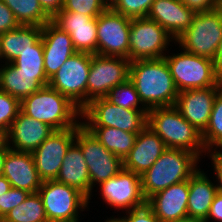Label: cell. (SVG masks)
Masks as SVG:
<instances>
[{"mask_svg": "<svg viewBox=\"0 0 222 222\" xmlns=\"http://www.w3.org/2000/svg\"><path fill=\"white\" fill-rule=\"evenodd\" d=\"M129 79L148 110L175 106L179 91L165 58L130 62Z\"/></svg>", "mask_w": 222, "mask_h": 222, "instance_id": "obj_1", "label": "cell"}, {"mask_svg": "<svg viewBox=\"0 0 222 222\" xmlns=\"http://www.w3.org/2000/svg\"><path fill=\"white\" fill-rule=\"evenodd\" d=\"M20 104L22 113L48 124L54 130L74 128L82 123L76 119L81 117L82 110L49 85L25 97Z\"/></svg>", "mask_w": 222, "mask_h": 222, "instance_id": "obj_2", "label": "cell"}, {"mask_svg": "<svg viewBox=\"0 0 222 222\" xmlns=\"http://www.w3.org/2000/svg\"><path fill=\"white\" fill-rule=\"evenodd\" d=\"M147 126L163 140L167 148L187 150L199 158L203 151L206 154L201 133L181 115L175 106L149 109Z\"/></svg>", "mask_w": 222, "mask_h": 222, "instance_id": "obj_3", "label": "cell"}, {"mask_svg": "<svg viewBox=\"0 0 222 222\" xmlns=\"http://www.w3.org/2000/svg\"><path fill=\"white\" fill-rule=\"evenodd\" d=\"M200 158L187 150L166 148L158 160L141 175L146 199L165 188L189 180L198 170Z\"/></svg>", "mask_w": 222, "mask_h": 222, "instance_id": "obj_4", "label": "cell"}, {"mask_svg": "<svg viewBox=\"0 0 222 222\" xmlns=\"http://www.w3.org/2000/svg\"><path fill=\"white\" fill-rule=\"evenodd\" d=\"M179 92L188 89L222 87V74L214 60L183 50L164 56Z\"/></svg>", "mask_w": 222, "mask_h": 222, "instance_id": "obj_5", "label": "cell"}, {"mask_svg": "<svg viewBox=\"0 0 222 222\" xmlns=\"http://www.w3.org/2000/svg\"><path fill=\"white\" fill-rule=\"evenodd\" d=\"M149 110H130L112 104L105 97L91 100L81 111L85 127H115L139 133L147 126ZM87 121V122H86Z\"/></svg>", "mask_w": 222, "mask_h": 222, "instance_id": "obj_6", "label": "cell"}, {"mask_svg": "<svg viewBox=\"0 0 222 222\" xmlns=\"http://www.w3.org/2000/svg\"><path fill=\"white\" fill-rule=\"evenodd\" d=\"M221 39L222 11L218 8L197 12L192 24L175 42L186 52L214 60Z\"/></svg>", "mask_w": 222, "mask_h": 222, "instance_id": "obj_7", "label": "cell"}, {"mask_svg": "<svg viewBox=\"0 0 222 222\" xmlns=\"http://www.w3.org/2000/svg\"><path fill=\"white\" fill-rule=\"evenodd\" d=\"M38 193L48 222H78V211L88 207V199L81 192L56 180L42 182Z\"/></svg>", "mask_w": 222, "mask_h": 222, "instance_id": "obj_8", "label": "cell"}, {"mask_svg": "<svg viewBox=\"0 0 222 222\" xmlns=\"http://www.w3.org/2000/svg\"><path fill=\"white\" fill-rule=\"evenodd\" d=\"M92 56L90 53L76 52L64 62L48 83L81 110L87 105V80Z\"/></svg>", "mask_w": 222, "mask_h": 222, "instance_id": "obj_9", "label": "cell"}, {"mask_svg": "<svg viewBox=\"0 0 222 222\" xmlns=\"http://www.w3.org/2000/svg\"><path fill=\"white\" fill-rule=\"evenodd\" d=\"M75 142L81 147L87 163L91 189L96 184L117 175L123 168V159L108 151L82 123L76 127Z\"/></svg>", "mask_w": 222, "mask_h": 222, "instance_id": "obj_10", "label": "cell"}, {"mask_svg": "<svg viewBox=\"0 0 222 222\" xmlns=\"http://www.w3.org/2000/svg\"><path fill=\"white\" fill-rule=\"evenodd\" d=\"M169 33L147 17L132 18L129 33V60L164 58L171 40ZM163 54V55H162Z\"/></svg>", "mask_w": 222, "mask_h": 222, "instance_id": "obj_11", "label": "cell"}, {"mask_svg": "<svg viewBox=\"0 0 222 222\" xmlns=\"http://www.w3.org/2000/svg\"><path fill=\"white\" fill-rule=\"evenodd\" d=\"M130 17L108 7L97 16V54L129 59Z\"/></svg>", "mask_w": 222, "mask_h": 222, "instance_id": "obj_12", "label": "cell"}, {"mask_svg": "<svg viewBox=\"0 0 222 222\" xmlns=\"http://www.w3.org/2000/svg\"><path fill=\"white\" fill-rule=\"evenodd\" d=\"M130 60L93 54L87 80V104L105 97L109 90L129 79Z\"/></svg>", "mask_w": 222, "mask_h": 222, "instance_id": "obj_13", "label": "cell"}, {"mask_svg": "<svg viewBox=\"0 0 222 222\" xmlns=\"http://www.w3.org/2000/svg\"><path fill=\"white\" fill-rule=\"evenodd\" d=\"M99 186L105 203L114 208L129 211L147 204L142 191L141 176L132 171L123 168Z\"/></svg>", "mask_w": 222, "mask_h": 222, "instance_id": "obj_14", "label": "cell"}, {"mask_svg": "<svg viewBox=\"0 0 222 222\" xmlns=\"http://www.w3.org/2000/svg\"><path fill=\"white\" fill-rule=\"evenodd\" d=\"M76 127L54 130L37 149L32 152L40 179L55 180L70 145L75 141Z\"/></svg>", "mask_w": 222, "mask_h": 222, "instance_id": "obj_15", "label": "cell"}, {"mask_svg": "<svg viewBox=\"0 0 222 222\" xmlns=\"http://www.w3.org/2000/svg\"><path fill=\"white\" fill-rule=\"evenodd\" d=\"M51 21L70 34L77 52L97 54V17L91 18L74 11L61 10Z\"/></svg>", "mask_w": 222, "mask_h": 222, "instance_id": "obj_16", "label": "cell"}, {"mask_svg": "<svg viewBox=\"0 0 222 222\" xmlns=\"http://www.w3.org/2000/svg\"><path fill=\"white\" fill-rule=\"evenodd\" d=\"M221 88L183 90L177 96L175 107L191 125L202 133L209 123L215 97Z\"/></svg>", "mask_w": 222, "mask_h": 222, "instance_id": "obj_17", "label": "cell"}, {"mask_svg": "<svg viewBox=\"0 0 222 222\" xmlns=\"http://www.w3.org/2000/svg\"><path fill=\"white\" fill-rule=\"evenodd\" d=\"M53 131L54 129L48 124L20 111L4 139L10 149L32 153Z\"/></svg>", "mask_w": 222, "mask_h": 222, "instance_id": "obj_18", "label": "cell"}, {"mask_svg": "<svg viewBox=\"0 0 222 222\" xmlns=\"http://www.w3.org/2000/svg\"><path fill=\"white\" fill-rule=\"evenodd\" d=\"M44 71L51 79L64 62L74 55L75 50L70 34L61 30L52 21L42 27Z\"/></svg>", "mask_w": 222, "mask_h": 222, "instance_id": "obj_19", "label": "cell"}, {"mask_svg": "<svg viewBox=\"0 0 222 222\" xmlns=\"http://www.w3.org/2000/svg\"><path fill=\"white\" fill-rule=\"evenodd\" d=\"M2 175L10 182L11 187L29 193L38 192L43 182L35 167L32 153L15 151L10 148L6 151Z\"/></svg>", "mask_w": 222, "mask_h": 222, "instance_id": "obj_20", "label": "cell"}, {"mask_svg": "<svg viewBox=\"0 0 222 222\" xmlns=\"http://www.w3.org/2000/svg\"><path fill=\"white\" fill-rule=\"evenodd\" d=\"M189 180L171 185L147 199V205L161 222L188 216Z\"/></svg>", "mask_w": 222, "mask_h": 222, "instance_id": "obj_21", "label": "cell"}, {"mask_svg": "<svg viewBox=\"0 0 222 222\" xmlns=\"http://www.w3.org/2000/svg\"><path fill=\"white\" fill-rule=\"evenodd\" d=\"M195 15L180 0H154L146 17L156 21L176 41L192 24Z\"/></svg>", "mask_w": 222, "mask_h": 222, "instance_id": "obj_22", "label": "cell"}, {"mask_svg": "<svg viewBox=\"0 0 222 222\" xmlns=\"http://www.w3.org/2000/svg\"><path fill=\"white\" fill-rule=\"evenodd\" d=\"M166 148L163 140L146 126L137 134L133 148L124 158V169L141 176L158 160Z\"/></svg>", "mask_w": 222, "mask_h": 222, "instance_id": "obj_23", "label": "cell"}, {"mask_svg": "<svg viewBox=\"0 0 222 222\" xmlns=\"http://www.w3.org/2000/svg\"><path fill=\"white\" fill-rule=\"evenodd\" d=\"M55 180L77 189L90 203L92 193L90 175L82 149L75 141L68 148Z\"/></svg>", "mask_w": 222, "mask_h": 222, "instance_id": "obj_24", "label": "cell"}, {"mask_svg": "<svg viewBox=\"0 0 222 222\" xmlns=\"http://www.w3.org/2000/svg\"><path fill=\"white\" fill-rule=\"evenodd\" d=\"M197 170L189 178L188 216L205 221L209 214L212 201L217 194L214 183L208 179L204 171Z\"/></svg>", "mask_w": 222, "mask_h": 222, "instance_id": "obj_25", "label": "cell"}, {"mask_svg": "<svg viewBox=\"0 0 222 222\" xmlns=\"http://www.w3.org/2000/svg\"><path fill=\"white\" fill-rule=\"evenodd\" d=\"M48 83V79H36V74L16 71V66L11 63H5L0 68V90L20 101Z\"/></svg>", "mask_w": 222, "mask_h": 222, "instance_id": "obj_26", "label": "cell"}, {"mask_svg": "<svg viewBox=\"0 0 222 222\" xmlns=\"http://www.w3.org/2000/svg\"><path fill=\"white\" fill-rule=\"evenodd\" d=\"M1 59L11 63L20 53L32 49L42 37V27L36 25H20L14 30L0 34Z\"/></svg>", "mask_w": 222, "mask_h": 222, "instance_id": "obj_27", "label": "cell"}, {"mask_svg": "<svg viewBox=\"0 0 222 222\" xmlns=\"http://www.w3.org/2000/svg\"><path fill=\"white\" fill-rule=\"evenodd\" d=\"M114 155L124 158L133 148L137 133L126 132L115 127H86Z\"/></svg>", "mask_w": 222, "mask_h": 222, "instance_id": "obj_28", "label": "cell"}, {"mask_svg": "<svg viewBox=\"0 0 222 222\" xmlns=\"http://www.w3.org/2000/svg\"><path fill=\"white\" fill-rule=\"evenodd\" d=\"M14 13L20 25L43 27L51 16L42 8L39 0H2Z\"/></svg>", "mask_w": 222, "mask_h": 222, "instance_id": "obj_29", "label": "cell"}, {"mask_svg": "<svg viewBox=\"0 0 222 222\" xmlns=\"http://www.w3.org/2000/svg\"><path fill=\"white\" fill-rule=\"evenodd\" d=\"M3 222H48L43 201L38 192L29 193L26 199L10 210Z\"/></svg>", "mask_w": 222, "mask_h": 222, "instance_id": "obj_30", "label": "cell"}, {"mask_svg": "<svg viewBox=\"0 0 222 222\" xmlns=\"http://www.w3.org/2000/svg\"><path fill=\"white\" fill-rule=\"evenodd\" d=\"M201 136L207 154L219 147L222 150V88L215 97L209 123Z\"/></svg>", "mask_w": 222, "mask_h": 222, "instance_id": "obj_31", "label": "cell"}, {"mask_svg": "<svg viewBox=\"0 0 222 222\" xmlns=\"http://www.w3.org/2000/svg\"><path fill=\"white\" fill-rule=\"evenodd\" d=\"M16 66V71L27 74H36V79H47L44 71V56L42 38L32 47L28 49L11 62Z\"/></svg>", "mask_w": 222, "mask_h": 222, "instance_id": "obj_32", "label": "cell"}, {"mask_svg": "<svg viewBox=\"0 0 222 222\" xmlns=\"http://www.w3.org/2000/svg\"><path fill=\"white\" fill-rule=\"evenodd\" d=\"M105 98L112 104L130 110H148L140 100L134 84L130 79L110 89ZM141 104V107H138ZM139 108V109H138Z\"/></svg>", "mask_w": 222, "mask_h": 222, "instance_id": "obj_33", "label": "cell"}, {"mask_svg": "<svg viewBox=\"0 0 222 222\" xmlns=\"http://www.w3.org/2000/svg\"><path fill=\"white\" fill-rule=\"evenodd\" d=\"M20 100L0 90V138H4L20 112Z\"/></svg>", "mask_w": 222, "mask_h": 222, "instance_id": "obj_34", "label": "cell"}, {"mask_svg": "<svg viewBox=\"0 0 222 222\" xmlns=\"http://www.w3.org/2000/svg\"><path fill=\"white\" fill-rule=\"evenodd\" d=\"M154 0H113L109 7L130 18L146 17Z\"/></svg>", "mask_w": 222, "mask_h": 222, "instance_id": "obj_35", "label": "cell"}, {"mask_svg": "<svg viewBox=\"0 0 222 222\" xmlns=\"http://www.w3.org/2000/svg\"><path fill=\"white\" fill-rule=\"evenodd\" d=\"M108 7L109 4L105 0H64L62 10L74 11L94 18Z\"/></svg>", "mask_w": 222, "mask_h": 222, "instance_id": "obj_36", "label": "cell"}, {"mask_svg": "<svg viewBox=\"0 0 222 222\" xmlns=\"http://www.w3.org/2000/svg\"><path fill=\"white\" fill-rule=\"evenodd\" d=\"M29 192L18 188L11 187L7 192L0 196V220H2L6 214L22 203Z\"/></svg>", "mask_w": 222, "mask_h": 222, "instance_id": "obj_37", "label": "cell"}, {"mask_svg": "<svg viewBox=\"0 0 222 222\" xmlns=\"http://www.w3.org/2000/svg\"><path fill=\"white\" fill-rule=\"evenodd\" d=\"M126 213L128 215L124 216L125 222H161L147 204Z\"/></svg>", "mask_w": 222, "mask_h": 222, "instance_id": "obj_38", "label": "cell"}, {"mask_svg": "<svg viewBox=\"0 0 222 222\" xmlns=\"http://www.w3.org/2000/svg\"><path fill=\"white\" fill-rule=\"evenodd\" d=\"M20 26L12 10L0 0V34L14 30Z\"/></svg>", "mask_w": 222, "mask_h": 222, "instance_id": "obj_39", "label": "cell"}, {"mask_svg": "<svg viewBox=\"0 0 222 222\" xmlns=\"http://www.w3.org/2000/svg\"><path fill=\"white\" fill-rule=\"evenodd\" d=\"M189 9L197 12H208L219 8L220 0H180Z\"/></svg>", "mask_w": 222, "mask_h": 222, "instance_id": "obj_40", "label": "cell"}, {"mask_svg": "<svg viewBox=\"0 0 222 222\" xmlns=\"http://www.w3.org/2000/svg\"><path fill=\"white\" fill-rule=\"evenodd\" d=\"M210 158H212V163L216 174V181H219L216 185L217 193L222 194V152L221 150L211 151ZM220 183V184H219Z\"/></svg>", "mask_w": 222, "mask_h": 222, "instance_id": "obj_41", "label": "cell"}, {"mask_svg": "<svg viewBox=\"0 0 222 222\" xmlns=\"http://www.w3.org/2000/svg\"><path fill=\"white\" fill-rule=\"evenodd\" d=\"M214 221L222 222V194L217 193L212 201L211 208L205 222Z\"/></svg>", "mask_w": 222, "mask_h": 222, "instance_id": "obj_42", "label": "cell"}, {"mask_svg": "<svg viewBox=\"0 0 222 222\" xmlns=\"http://www.w3.org/2000/svg\"><path fill=\"white\" fill-rule=\"evenodd\" d=\"M42 8L53 17L57 12L63 8L64 0H39Z\"/></svg>", "mask_w": 222, "mask_h": 222, "instance_id": "obj_43", "label": "cell"}, {"mask_svg": "<svg viewBox=\"0 0 222 222\" xmlns=\"http://www.w3.org/2000/svg\"><path fill=\"white\" fill-rule=\"evenodd\" d=\"M9 149L8 144L4 138H0V176H2V169L6 159V151Z\"/></svg>", "mask_w": 222, "mask_h": 222, "instance_id": "obj_44", "label": "cell"}, {"mask_svg": "<svg viewBox=\"0 0 222 222\" xmlns=\"http://www.w3.org/2000/svg\"><path fill=\"white\" fill-rule=\"evenodd\" d=\"M214 62L216 64L218 71L222 74V39L220 40V43L218 45Z\"/></svg>", "mask_w": 222, "mask_h": 222, "instance_id": "obj_45", "label": "cell"}, {"mask_svg": "<svg viewBox=\"0 0 222 222\" xmlns=\"http://www.w3.org/2000/svg\"><path fill=\"white\" fill-rule=\"evenodd\" d=\"M11 188L10 182L5 176H0V196Z\"/></svg>", "mask_w": 222, "mask_h": 222, "instance_id": "obj_46", "label": "cell"}, {"mask_svg": "<svg viewBox=\"0 0 222 222\" xmlns=\"http://www.w3.org/2000/svg\"><path fill=\"white\" fill-rule=\"evenodd\" d=\"M172 222H205V221L198 219V218L186 216V217L179 218L176 221H172Z\"/></svg>", "mask_w": 222, "mask_h": 222, "instance_id": "obj_47", "label": "cell"}, {"mask_svg": "<svg viewBox=\"0 0 222 222\" xmlns=\"http://www.w3.org/2000/svg\"><path fill=\"white\" fill-rule=\"evenodd\" d=\"M105 222H125L124 216L122 218H110L107 219Z\"/></svg>", "mask_w": 222, "mask_h": 222, "instance_id": "obj_48", "label": "cell"}, {"mask_svg": "<svg viewBox=\"0 0 222 222\" xmlns=\"http://www.w3.org/2000/svg\"><path fill=\"white\" fill-rule=\"evenodd\" d=\"M219 9L222 11V0H220Z\"/></svg>", "mask_w": 222, "mask_h": 222, "instance_id": "obj_49", "label": "cell"}, {"mask_svg": "<svg viewBox=\"0 0 222 222\" xmlns=\"http://www.w3.org/2000/svg\"><path fill=\"white\" fill-rule=\"evenodd\" d=\"M1 37H0V58H1Z\"/></svg>", "mask_w": 222, "mask_h": 222, "instance_id": "obj_50", "label": "cell"}, {"mask_svg": "<svg viewBox=\"0 0 222 222\" xmlns=\"http://www.w3.org/2000/svg\"><path fill=\"white\" fill-rule=\"evenodd\" d=\"M113 0H107V3L110 4Z\"/></svg>", "mask_w": 222, "mask_h": 222, "instance_id": "obj_51", "label": "cell"}]
</instances>
